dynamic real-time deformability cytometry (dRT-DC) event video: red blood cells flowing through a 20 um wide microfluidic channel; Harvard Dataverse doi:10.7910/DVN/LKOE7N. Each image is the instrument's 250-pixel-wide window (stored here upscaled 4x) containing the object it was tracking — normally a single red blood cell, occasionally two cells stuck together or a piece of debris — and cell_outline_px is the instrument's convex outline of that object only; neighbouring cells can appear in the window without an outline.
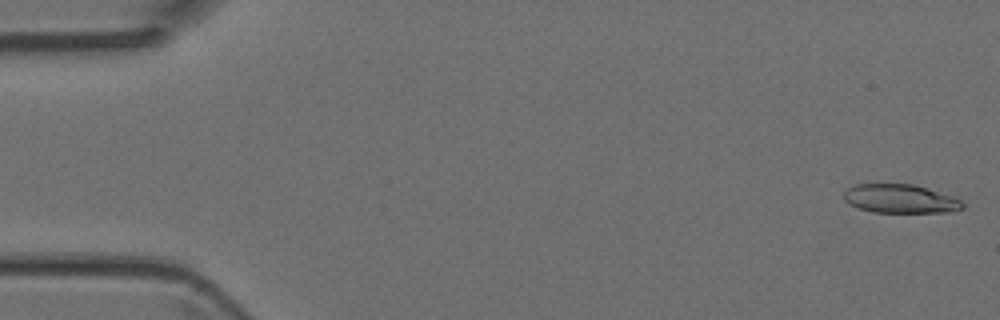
{"species": "Egyptian fruit bat (a non-hibernating species)", "species_latin": "Rousettus aegyptiacus", "temperature_condition": "room temperature", "stored_images_in_passage": 46, "camera_frame_rate_fps": 3000, "um_per_image_px": 0.085, "animal": {"sex": "female"}, "frame": {"image": 1, "passage_image": 1, "time_ms": 0.0, "image_size_px": [1000, 320], "cell_outline_px": [[964, 208], [952, 212], [872, 212], [848, 204], [844, 200], [844, 192], [848, 188], [856, 184], [912, 184], [952, 196], [960, 200], [964, 204]], "centroid_in_image_um": [76.51, 16.9], "position_along_channel_um": 8.5, "area_um2": 19.77}}
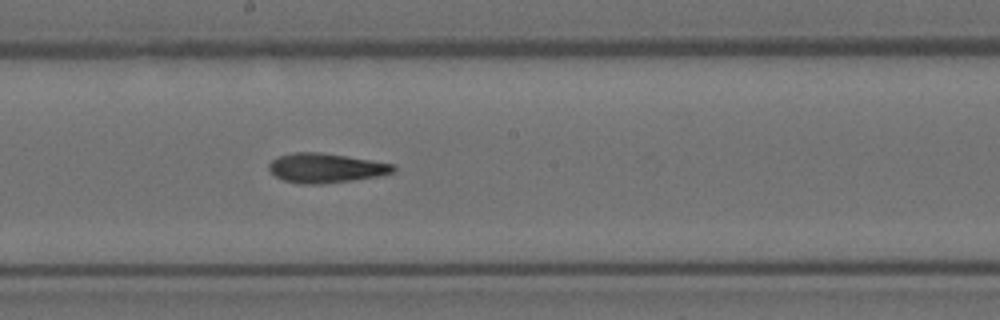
{"frame": {"image": 2, "passage_image": 25, "time_ms": 8.0, "image_size_px": [1000, 320], "cell_outline_px": [[396, 168], [392, 172], [376, 176], [352, 180], [320, 184], [300, 184], [284, 180], [276, 176], [268, 168], [268, 164], [276, 156], [292, 152], [320, 152], [372, 160], [396, 164]], "centroid_in_image_um": [27.66, 14.27], "position_along_channel_um": 220.5, "area_um2": 21.33}}
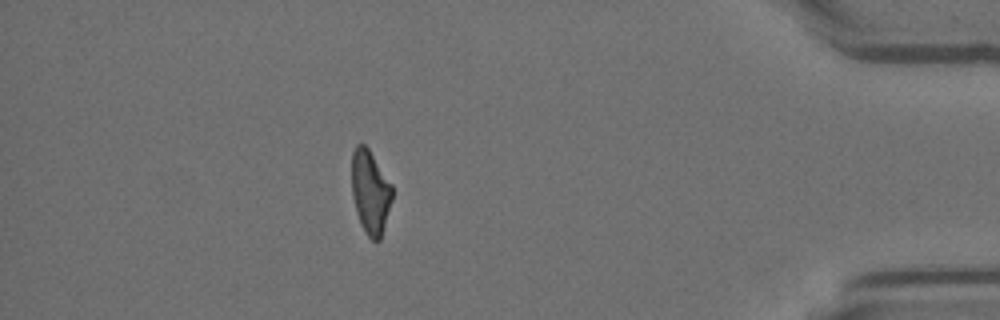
{"frame": {"image": 3, "passage_image": 41, "time_ms": 13.333, "image_size_px": [1000, 320], "cell_outline_px": [[392, 200], [380, 240], [372, 240], [364, 232], [356, 212], [352, 196], [352, 152], [356, 144], [364, 144], [368, 148], [392, 184]], "centroid_in_image_um": [31.47, 16.31], "position_along_channel_um": 403.7, "area_um2": 19.71}}